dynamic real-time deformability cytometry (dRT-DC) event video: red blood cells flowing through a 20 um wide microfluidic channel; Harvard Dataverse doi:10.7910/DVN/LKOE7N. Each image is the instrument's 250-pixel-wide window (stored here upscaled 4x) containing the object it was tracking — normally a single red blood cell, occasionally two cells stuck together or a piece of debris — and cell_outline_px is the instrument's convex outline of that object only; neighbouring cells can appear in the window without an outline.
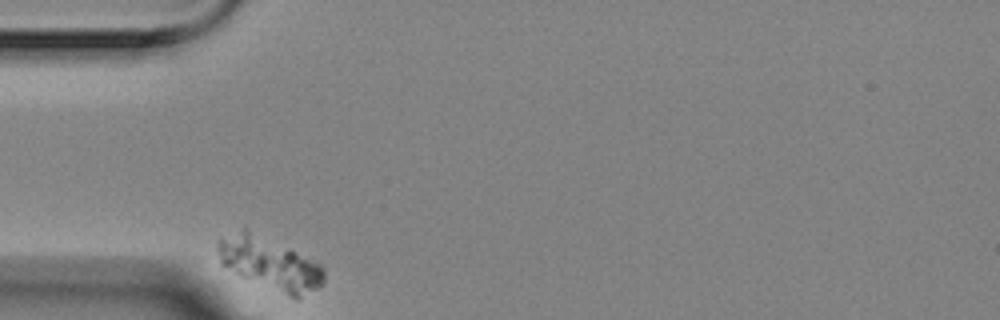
{"species": "Egyptian fruit bat (a non-hibernating species)", "species_latin": "Rousettus aegyptiacus", "temperature_condition": "room temperature", "stored_images_in_passage": 5, "camera_frame_rate_fps": 3000, "um_per_image_px": 0.085, "animal": {"sex": "female"}, "frame": {"image": 1, "passage_image": 1, "time_ms": 0.0, "image_size_px": [1000, 320], "cell_outline_px": [[324, 284], [296, 300], [244, 276], [220, 264], [216, 248], [216, 240], [244, 224], [320, 264], [324, 268]], "centroid_in_image_um": [22.88, 22.32], "position_along_channel_um": 62.1, "area_um2": 32.89}}
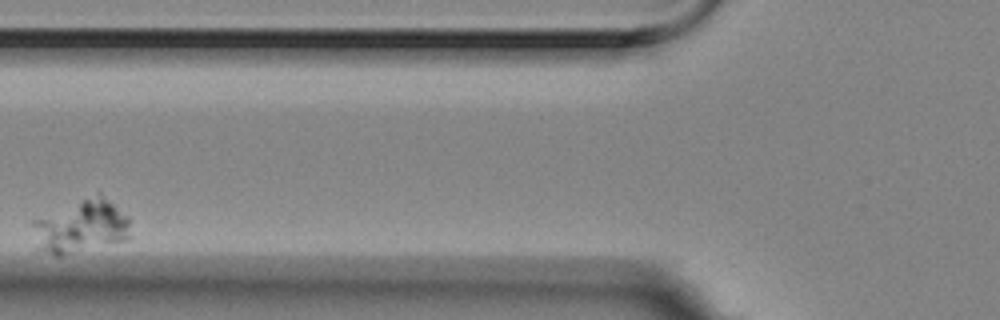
{"frame": {"image": 2, "passage_image": 3, "time_ms": 0.667, "image_size_px": [1000, 320], "cell_outline_px": [[132, 236], [128, 240], [60, 256], [56, 256], [40, 248], [32, 224], [32, 220], [100, 192], [128, 216]], "centroid_in_image_um": [6.99, 19.25], "position_along_channel_um": 118.8, "area_um2": 29.88}}
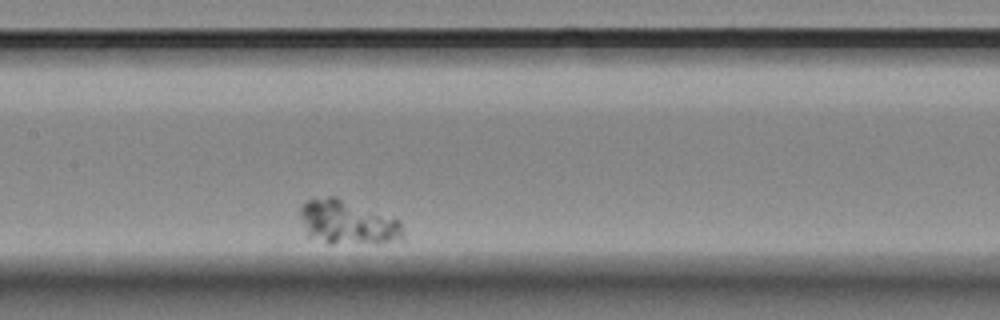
{"frame": {"image": 3, "passage_image": 5, "time_ms": 1.333, "image_size_px": [1000, 320], "cell_outline_px": [[404, 240], [380, 244], [328, 244], [308, 236], [300, 216], [300, 208], [308, 200], [328, 196], [336, 196], [396, 220], [400, 224], [404, 232]], "centroid_in_image_um": [29.55, 18.96], "position_along_channel_um": 177.9, "area_um2": 26.47}}